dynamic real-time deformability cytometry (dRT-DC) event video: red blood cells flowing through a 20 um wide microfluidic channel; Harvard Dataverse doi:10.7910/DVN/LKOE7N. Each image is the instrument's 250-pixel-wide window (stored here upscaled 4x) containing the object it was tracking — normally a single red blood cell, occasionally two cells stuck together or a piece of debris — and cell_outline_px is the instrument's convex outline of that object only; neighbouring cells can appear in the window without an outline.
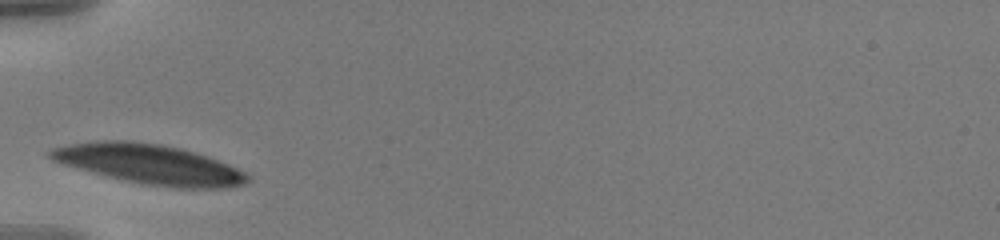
{"species": "human", "species_latin": "Homo sapiens", "temperature_condition": "warm", "stored_images_in_passage": 29, "camera_frame_rate_fps": 3000, "um_per_image_px": 0.085, "donor": {"sex": "male"}, "frame": {"image": 1, "passage_image": 1, "time_ms": 0.0, "image_size_px": [1000, 240], "cell_outline_px": [[252, 180], [248, 184], [224, 188], [176, 188], [140, 184], [92, 172], [64, 164], [52, 160], [48, 156], [48, 152], [52, 148], [68, 144], [96, 140], [124, 140], [160, 144], [180, 148], [228, 164], [252, 176]], "centroid_in_image_um": [12.72, 13.97], "position_along_channel_um": 72.3, "area_um2": 45.55}}
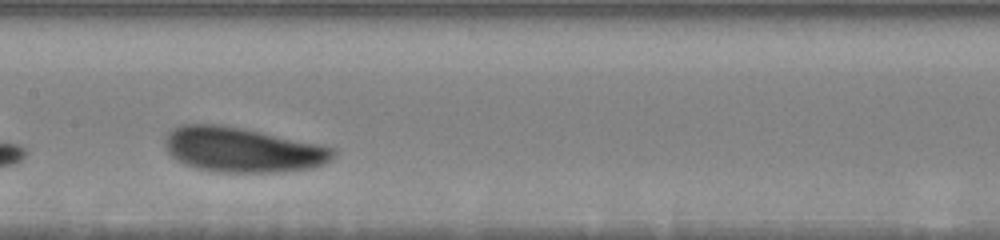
{"frame": {"image": 2, "passage_image": 11, "time_ms": 3.333, "image_size_px": [1000, 240], "cell_outline_px": [[336, 156], [332, 160], [312, 168], [284, 172], [216, 172], [196, 168], [184, 164], [176, 160], [168, 152], [164, 144], [164, 140], [168, 132], [172, 128], [180, 124], [220, 124], [244, 128], [320, 144], [332, 148], [336, 152]], "centroid_in_image_um": [20.6, 12.73], "position_along_channel_um": 186.8, "area_um2": 44.45}}
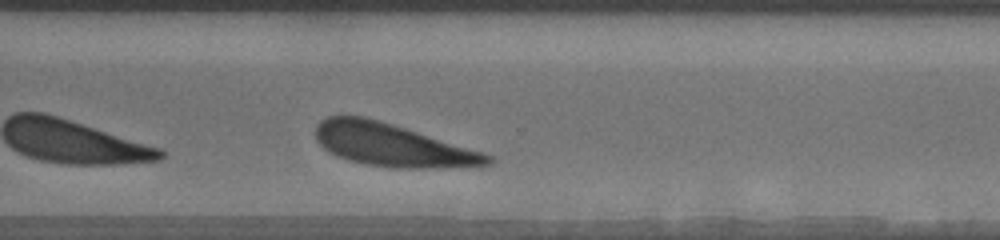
{"frame": {"image": 3, "passage_image": 24, "time_ms": 7.667, "image_size_px": [1000, 240], "cell_outline_px": [[496, 160], [492, 164], [424, 168], [396, 168], [364, 164], [348, 160], [336, 156], [324, 148], [316, 140], [316, 124], [320, 120], [328, 116], [364, 116], [392, 124], [480, 152], [492, 156]], "centroid_in_image_um": [33.25, 12.32], "position_along_channel_um": 337.3, "area_um2": 42.08}, "authors_computed_cell_mechanics": {"area_um2": 43.639, "velocity_mm_per_s": 3.4764, "shape_relaxation_time_tau1_ms": 1.8036, "shape_relaxation_time_tau2_ms": null, "deformation_change_tau1": 0.1081, "deformation_change_tau2": null}}